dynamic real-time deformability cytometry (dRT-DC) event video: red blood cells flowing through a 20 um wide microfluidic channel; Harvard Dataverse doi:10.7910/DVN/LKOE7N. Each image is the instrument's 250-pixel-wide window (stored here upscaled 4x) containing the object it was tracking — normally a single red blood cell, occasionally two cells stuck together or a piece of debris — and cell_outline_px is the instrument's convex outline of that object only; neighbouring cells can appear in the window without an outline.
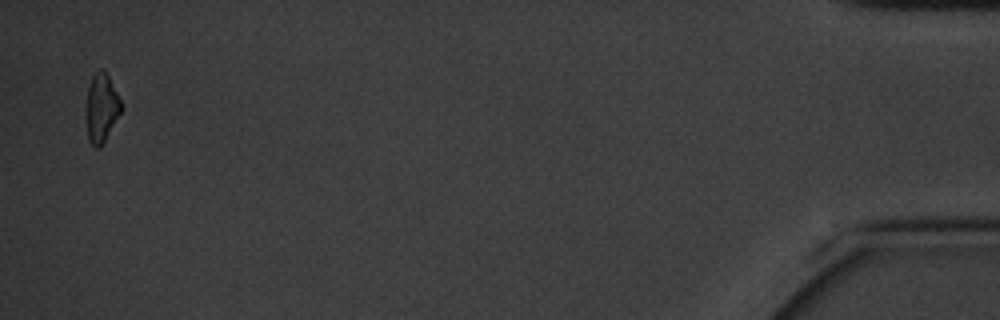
{"species": "common noctule bat (a hibernating species)", "species_latin": "Nyctalus noctula", "temperature_condition": "cold", "stored_images_in_passage": 18, "camera_frame_rate_fps": 3000, "um_per_image_px": 0.085, "animal": {"sex": "male", "body_mass_g": 20.1, "forearm_length_mm": 53.5}, "frame": {"image": 1, "passage_image": 18, "time_ms": 21.333, "image_size_px": [1000, 320], "cell_outline_px": [[120, 112], [104, 144], [100, 148], [96, 148], [88, 140], [84, 116], [88, 88], [92, 76], [100, 68], [104, 68], [120, 100]], "centroid_in_image_um": [8.57, 9.21], "position_along_channel_um": 426.6, "area_um2": 14.16}, "authors_computed_cell_mechanics": {"area_um2": 19.4497, "velocity_mm_per_s": 3.2403, "shape_relaxation_time_tau1_ms": 2.0945, "shape_relaxation_time_tau2_ms": null, "deformation_change_tau1": 0.1307, "deformation_change_tau2": null}}